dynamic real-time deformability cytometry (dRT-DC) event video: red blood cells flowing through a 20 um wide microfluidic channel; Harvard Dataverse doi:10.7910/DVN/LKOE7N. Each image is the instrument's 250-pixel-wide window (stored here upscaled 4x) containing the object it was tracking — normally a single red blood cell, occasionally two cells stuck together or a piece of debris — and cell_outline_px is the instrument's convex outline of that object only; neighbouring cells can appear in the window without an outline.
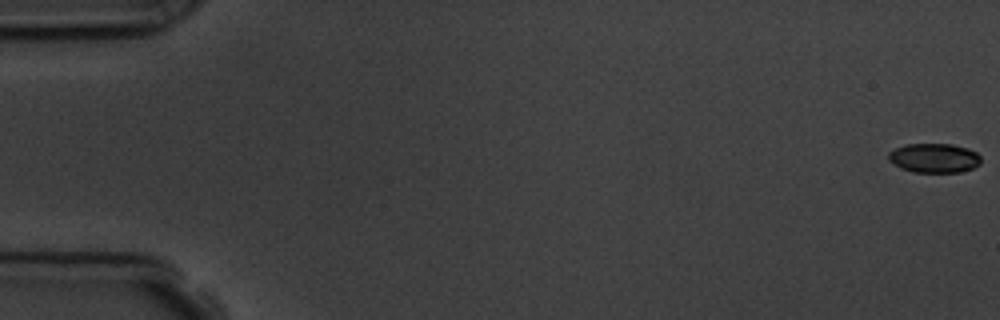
{"species": "common noctule bat (a hibernating species)", "species_latin": "Nyctalus noctula", "temperature_condition": "room temperature", "stored_images_in_passage": 12, "camera_frame_rate_fps": 3000, "um_per_image_px": 0.085, "animal": {"sex": "male", "body_mass_g": 19.5, "forearm_length_mm": 54.6}, "frame": {"image": 1, "passage_image": 1, "time_ms": 0.0, "image_size_px": [1000, 320], "cell_outline_px": [[980, 164], [972, 168], [960, 172], [912, 172], [900, 168], [888, 160], [888, 152], [896, 148], [908, 144], [952, 144], [968, 148], [976, 152], [980, 156]], "centroid_in_image_um": [79.39, 13.43], "position_along_channel_um": 5.6, "area_um2": 15.84}}
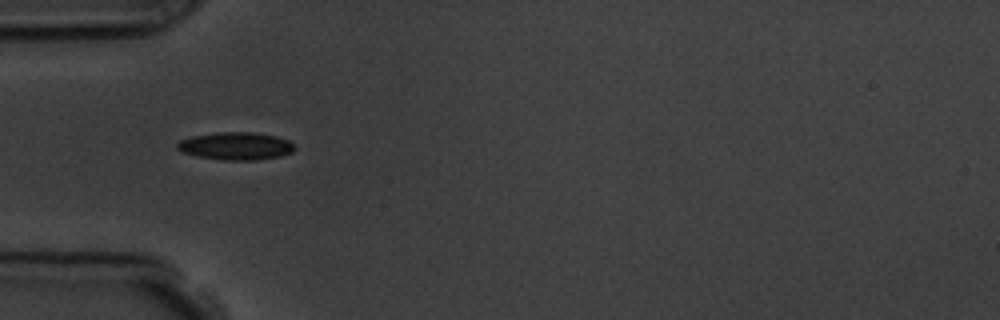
{"frame": {"image": 2, "passage_image": 6, "time_ms": 5.667, "image_size_px": [1000, 320], "cell_outline_px": [[296, 148], [292, 152], [280, 156], [256, 160], [224, 160], [200, 156], [180, 152], [176, 148], [176, 144], [180, 140], [192, 136], [216, 132], [252, 132], [276, 136], [288, 140]], "centroid_in_image_um": [20.03, 12.41], "position_along_channel_um": 65.0, "area_um2": 18.9}}